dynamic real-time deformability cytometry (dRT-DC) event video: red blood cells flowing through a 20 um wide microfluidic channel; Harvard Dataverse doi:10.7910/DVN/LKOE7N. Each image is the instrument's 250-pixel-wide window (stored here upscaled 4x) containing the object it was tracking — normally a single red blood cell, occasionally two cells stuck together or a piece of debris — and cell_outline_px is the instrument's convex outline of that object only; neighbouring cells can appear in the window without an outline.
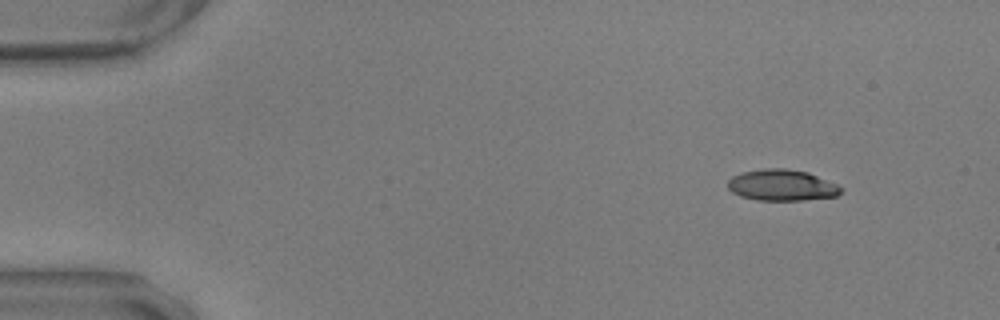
{"species": "common noctule bat (a hibernating species)", "species_latin": "Nyctalus noctula", "temperature_condition": "warm", "stored_images_in_passage": 52, "camera_frame_rate_fps": 3000, "um_per_image_px": 0.085, "animal": {"sex": "male", "body_mass_g": 17.9, "forearm_length_mm": 54.2}, "frame": {"image": 1, "passage_image": 1, "time_ms": 0.0, "image_size_px": [1000, 320], "cell_outline_px": [[844, 188], [836, 196], [800, 200], [756, 200], [740, 196], [732, 192], [728, 188], [728, 180], [732, 176], [744, 172], [764, 168], [784, 168], [808, 172], [836, 184]], "centroid_in_image_um": [66.44, 15.74], "position_along_channel_um": 18.6, "area_um2": 20.46}}
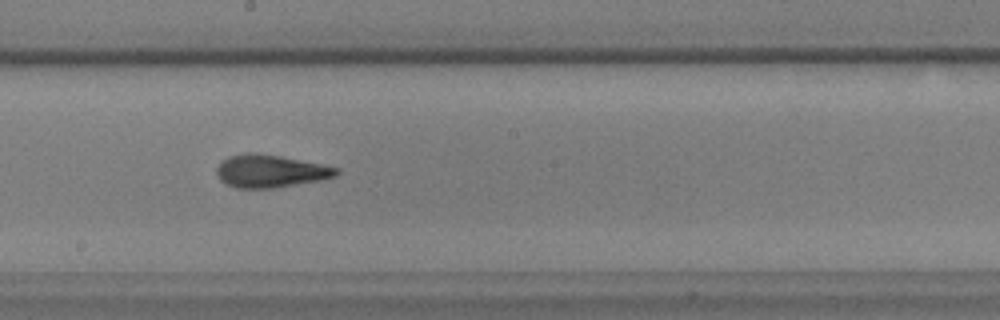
{"frame": {"image": 2, "passage_image": 27, "time_ms": 8.667, "image_size_px": [1000, 320], "cell_outline_px": [[340, 172], [336, 176], [320, 180], [272, 188], [236, 188], [224, 184], [220, 180], [216, 172], [216, 168], [228, 156], [244, 152], [256, 152], [280, 156], [340, 168]], "centroid_in_image_um": [22.95, 14.54], "position_along_channel_um": 225.2, "area_um2": 22.83}}
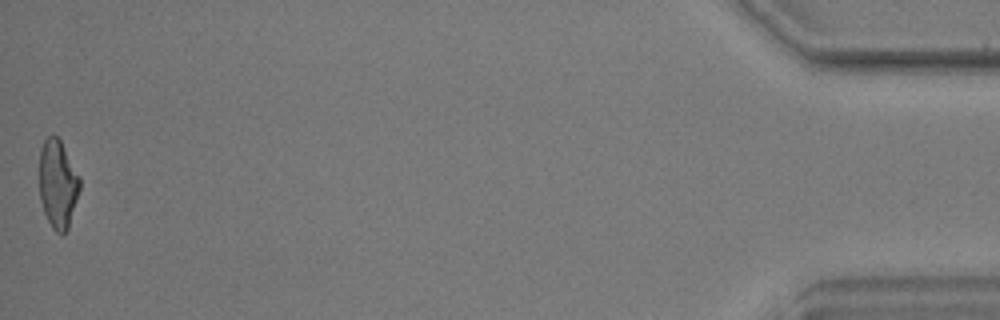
{"frame": {"image": 3, "passage_image": 52, "time_ms": 17.0, "image_size_px": [1000, 320], "cell_outline_px": [[80, 188], [68, 228], [60, 236], [52, 228], [44, 212], [40, 200], [40, 148], [44, 140], [48, 136], [56, 136], [60, 140], [80, 176]], "centroid_in_image_um": [4.91, 15.65], "position_along_channel_um": 430.3, "area_um2": 20.69}, "authors_computed_cell_mechanics": {"area_um2": 21.6172, "velocity_mm_per_s": 3.5454, "shape_relaxation_time_tau1_ms": 8.7896, "shape_relaxation_time_tau2_ms": 2.473, "deformation_change_tau1": 0.245, "deformation_change_tau2": 0.1129}}